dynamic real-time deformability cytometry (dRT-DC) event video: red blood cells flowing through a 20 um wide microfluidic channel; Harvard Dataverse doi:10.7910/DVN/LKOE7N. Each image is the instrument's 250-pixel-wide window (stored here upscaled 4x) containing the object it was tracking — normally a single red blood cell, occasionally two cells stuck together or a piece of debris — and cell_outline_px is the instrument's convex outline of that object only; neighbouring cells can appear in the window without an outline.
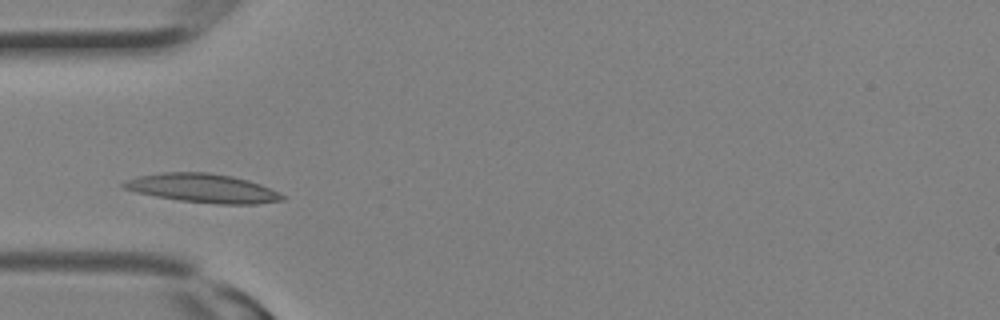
{"species": "Egyptian fruit bat (a non-hibernating species)", "species_latin": "Rousettus aegyptiacus", "temperature_condition": "room temperature", "stored_images_in_passage": 7, "camera_frame_rate_fps": 3000, "um_per_image_px": 0.085, "animal": {"sex": "female"}, "frame": {"image": 1, "passage_image": 4, "time_ms": 1.0, "image_size_px": [1000, 320], "cell_outline_px": [[284, 200], [256, 204], [216, 204], [180, 200], [156, 196], [136, 192], [124, 188], [120, 184], [136, 176], [164, 172], [208, 172], [232, 176], [248, 180], [260, 184], [284, 196]], "centroid_in_image_um": [17.21, 15.99], "position_along_channel_um": 67.8, "area_um2": 26.41}}
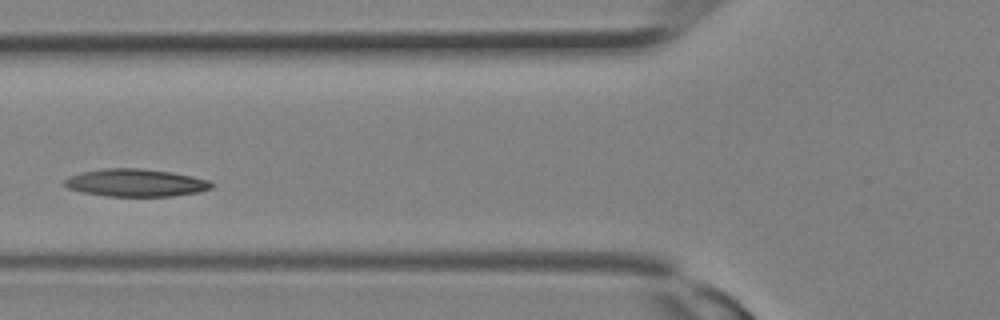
{"frame": {"image": 2, "passage_image": 6, "time_ms": 1.667, "image_size_px": [1000, 320], "cell_outline_px": [[216, 184], [212, 188], [200, 192], [172, 196], [108, 196], [80, 192], [68, 188], [60, 184], [68, 176], [84, 172], [104, 168], [144, 168], [172, 172], [192, 176], [208, 180]], "centroid_in_image_um": [11.53, 15.53], "position_along_channel_um": 114.3, "area_um2": 23.93}}